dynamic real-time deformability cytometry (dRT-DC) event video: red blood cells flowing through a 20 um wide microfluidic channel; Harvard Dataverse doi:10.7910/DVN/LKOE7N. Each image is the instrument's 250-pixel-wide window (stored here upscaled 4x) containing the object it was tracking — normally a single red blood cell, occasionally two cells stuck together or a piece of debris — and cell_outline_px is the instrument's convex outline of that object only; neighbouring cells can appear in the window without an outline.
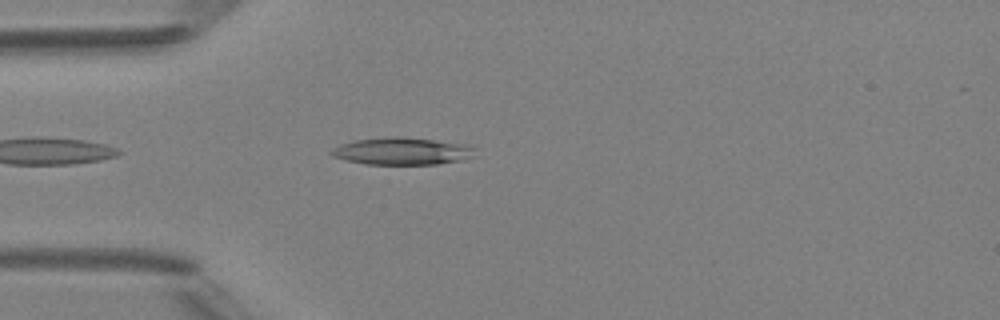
{"species": "Egyptian fruit bat (a non-hibernating species)", "species_latin": "Rousettus aegyptiacus", "temperature_condition": "room temperature", "stored_images_in_passage": 34, "camera_frame_rate_fps": 3000, "um_per_image_px": 0.085, "animal": {"sex": "female"}, "frame": {"image": 1, "passage_image": 1, "time_ms": 0.0, "image_size_px": [1000, 320], "cell_outline_px": [[476, 148], [472, 156], [460, 160], [436, 164], [368, 164], [348, 160], [332, 156], [332, 148], [340, 144], [352, 140], [392, 136], [396, 136], [468, 144]], "centroid_in_image_um": [34.17, 12.84], "position_along_channel_um": 50.8, "area_um2": 22.6}}
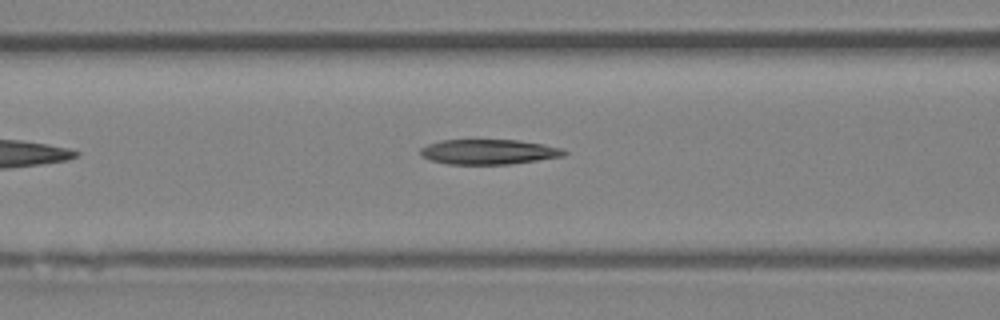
{"frame": {"image": 2, "passage_image": 7, "time_ms": 2.0, "image_size_px": [1000, 320], "cell_outline_px": [[568, 152], [564, 156], [508, 164], [448, 164], [432, 160], [424, 156], [420, 152], [420, 148], [428, 144], [440, 140], [516, 140], [544, 144], [560, 148]], "centroid_in_image_um": [41.54, 12.9], "position_along_channel_um": 125.1, "area_um2": 20.69}}
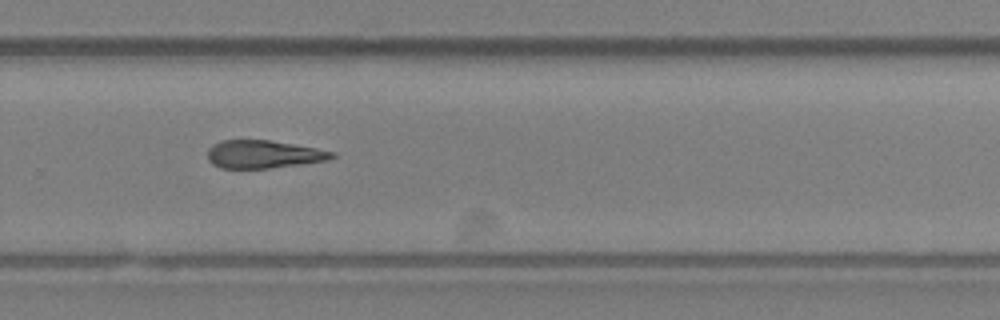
{"frame": {"image": 3, "passage_image": 20, "time_ms": 6.333, "image_size_px": [1000, 320], "cell_outline_px": [[336, 156], [328, 160], [268, 168], [220, 168], [212, 164], [208, 160], [208, 148], [212, 144], [220, 140], [268, 140], [316, 148], [336, 152]], "centroid_in_image_um": [22.36, 13.11], "position_along_channel_um": 307.4, "area_um2": 20.17}, "authors_computed_cell_mechanics": {"area_um2": 20.8369, "velocity_mm_per_s": 4.2229, "shape_relaxation_time_tau1_ms": null, "shape_relaxation_time_tau2_ms": 5.3725, "deformation_change_tau1": null, "deformation_change_tau2": 0.1992}}